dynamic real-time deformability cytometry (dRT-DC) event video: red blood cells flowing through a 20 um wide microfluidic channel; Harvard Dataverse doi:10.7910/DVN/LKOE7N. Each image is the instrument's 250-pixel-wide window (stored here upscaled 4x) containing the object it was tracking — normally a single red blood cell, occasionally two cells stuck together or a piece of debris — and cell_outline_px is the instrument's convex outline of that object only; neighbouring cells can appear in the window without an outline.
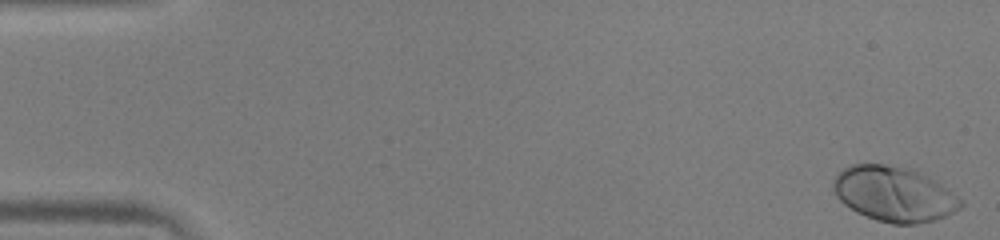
{"species": "human", "species_latin": "Homo sapiens", "temperature_condition": "warm", "stored_images_in_passage": 51, "camera_frame_rate_fps": 3000, "um_per_image_px": 0.085, "donor": {"sex": "male"}, "frame": {"image": 1, "passage_image": 1, "time_ms": 0.0, "image_size_px": [1000, 240], "cell_outline_px": [[964, 204], [960, 208], [936, 220], [916, 224], [892, 224], [876, 220], [856, 212], [844, 204], [836, 196], [832, 188], [832, 184], [836, 176], [844, 168], [852, 164], [884, 164], [916, 168], [964, 200]], "centroid_in_image_um": [76.0, 16.48], "position_along_channel_um": 9.0, "area_um2": 41.15}}
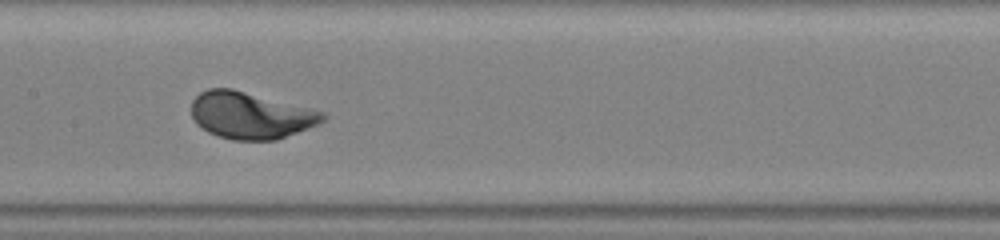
{"frame": {"image": 2, "passage_image": 26, "time_ms": 8.333, "image_size_px": [1000, 240], "cell_outline_px": [[328, 116], [320, 124], [276, 140], [232, 140], [208, 132], [196, 124], [192, 116], [192, 100], [200, 92], [208, 88], [232, 88], [324, 112]], "centroid_in_image_um": [21.3, 9.81], "position_along_channel_um": 186.1, "area_um2": 35.78}}
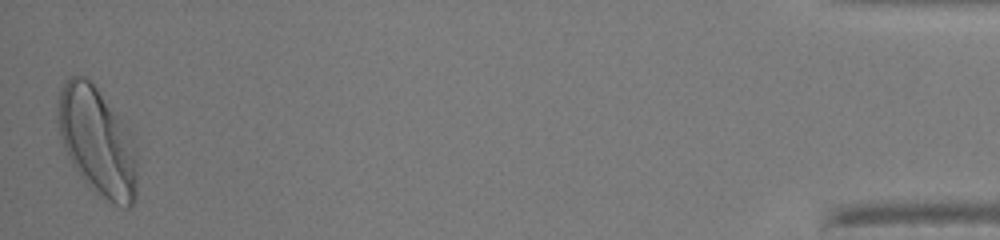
{"frame": {"image": 3, "passage_image": 51, "time_ms": 16.667, "image_size_px": [1000, 240], "cell_outline_px": [[136, 196], [132, 204], [128, 208], [124, 208], [108, 200], [96, 192], [80, 176], [72, 164], [68, 156], [60, 136], [56, 120], [56, 112], [60, 88], [72, 76], [84, 76], [96, 88], [128, 128], [136, 152]], "centroid_in_image_um": [8.25, 12.03], "position_along_channel_um": 426.9, "area_um2": 49.42}}